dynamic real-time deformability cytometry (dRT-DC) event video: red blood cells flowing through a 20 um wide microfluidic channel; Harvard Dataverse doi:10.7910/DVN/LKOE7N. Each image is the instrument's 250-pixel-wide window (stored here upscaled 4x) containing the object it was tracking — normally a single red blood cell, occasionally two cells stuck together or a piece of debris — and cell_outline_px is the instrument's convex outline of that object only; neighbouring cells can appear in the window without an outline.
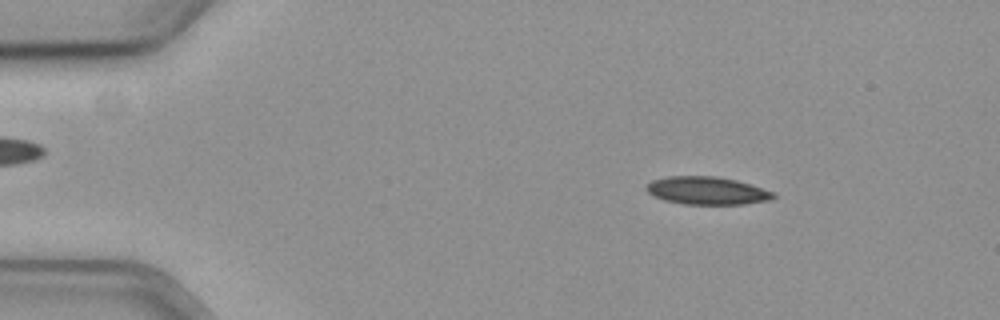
{"species": "common noctule bat (a hibernating species)", "species_latin": "Nyctalus noctula", "temperature_condition": "cold", "stored_images_in_passage": 57, "camera_frame_rate_fps": 3000, "um_per_image_px": 0.085, "animal": {"sex": "female", "body_mass_g": 19.3, "forearm_length_mm": 54.1}, "frame": {"image": 1, "passage_image": 8, "time_ms": 2.333, "image_size_px": [1000, 320], "cell_outline_px": [[776, 196], [772, 200], [744, 204], [684, 204], [664, 200], [648, 192], [644, 188], [644, 184], [652, 180], [668, 176], [716, 176], [736, 180], [776, 192]], "centroid_in_image_um": [60.1, 16.2], "position_along_channel_um": 24.9, "area_um2": 20.75}}
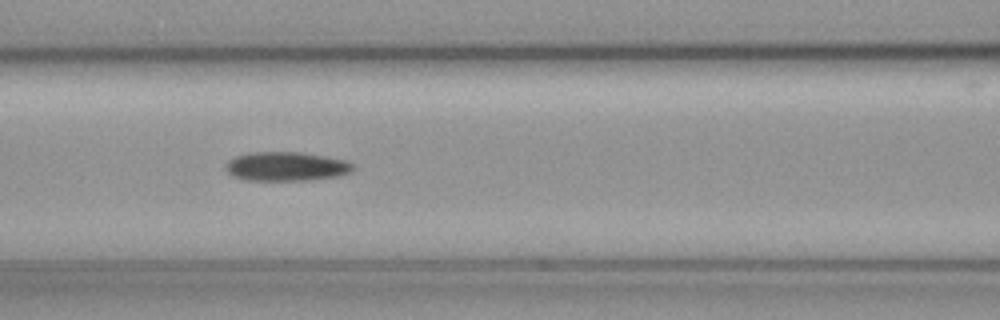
{"frame": {"image": 2, "passage_image": 24, "time_ms": 7.667, "image_size_px": [1000, 320], "cell_outline_px": [[352, 168], [348, 172], [336, 176], [312, 180], [248, 180], [236, 176], [228, 172], [228, 160], [236, 156], [252, 152], [300, 152], [324, 156], [344, 160], [352, 164]], "centroid_in_image_um": [24.33, 14.14], "position_along_channel_um": 142.3, "area_um2": 21.04}}
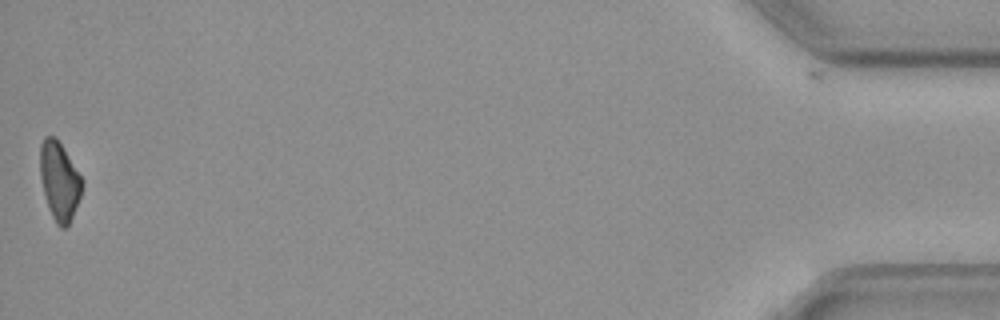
{"frame": {"image": 3, "passage_image": 56, "time_ms": 18.333, "image_size_px": [1000, 320], "cell_outline_px": [[84, 184], [80, 196], [72, 216], [68, 224], [64, 228], [60, 228], [56, 224], [48, 208], [40, 176], [40, 144], [44, 136], [56, 136], [84, 180]], "centroid_in_image_um": [5.05, 15.35], "position_along_channel_um": 430.2, "area_um2": 19.19}, "authors_computed_cell_mechanics": {"area_um2": 20.9236, "velocity_mm_per_s": 3.6517, "shape_relaxation_time_tau1_ms": 9.7293, "shape_relaxation_time_tau2_ms": null, "deformation_change_tau1": 0.1511, "deformation_change_tau2": null}}